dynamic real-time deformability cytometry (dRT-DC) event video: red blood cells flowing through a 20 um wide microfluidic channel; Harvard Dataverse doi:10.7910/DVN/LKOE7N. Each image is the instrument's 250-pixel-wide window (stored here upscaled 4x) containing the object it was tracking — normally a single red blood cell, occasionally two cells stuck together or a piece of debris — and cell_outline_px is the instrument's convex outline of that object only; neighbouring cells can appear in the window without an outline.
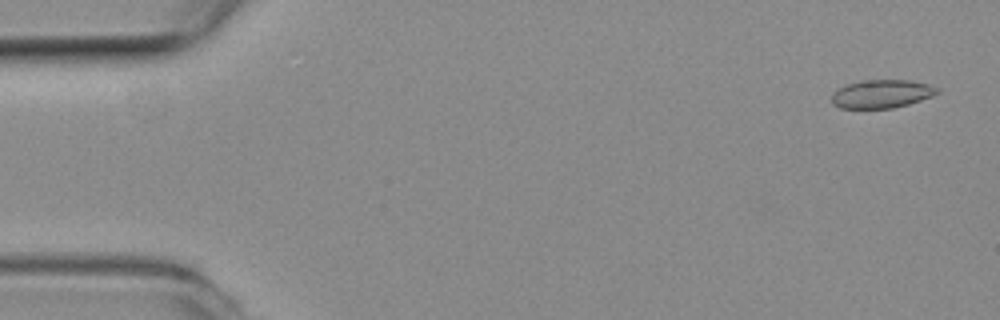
{"species": "common noctule bat (a hibernating species)", "species_latin": "Nyctalus noctula", "temperature_condition": "room temperature", "stored_images_in_passage": 55, "camera_frame_rate_fps": 3000, "um_per_image_px": 0.085, "animal": {"sex": "female", "body_mass_g": 19.3, "forearm_length_mm": 54.1}, "frame": {"image": 1, "passage_image": 3, "time_ms": 0.667, "image_size_px": [1000, 320], "cell_outline_px": [[940, 92], [932, 96], [908, 104], [892, 108], [840, 108], [832, 104], [832, 96], [836, 88], [844, 84], [860, 80], [912, 80], [928, 84], [940, 88]], "centroid_in_image_um": [74.93, 7.96], "position_along_channel_um": 10.1, "area_um2": 17.63}}
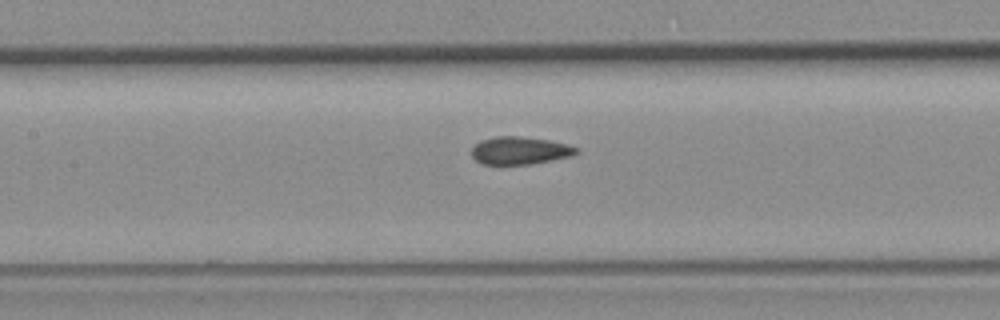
{"frame": {"image": 2, "passage_image": 26, "time_ms": 8.333, "image_size_px": [1000, 320], "cell_outline_px": [[580, 152], [572, 156], [532, 164], [484, 164], [476, 160], [472, 156], [472, 148], [480, 140], [496, 136], [516, 136], [548, 140], [568, 144], [580, 148]], "centroid_in_image_um": [44.23, 12.79], "position_along_channel_um": 163.2, "area_um2": 16.94}}
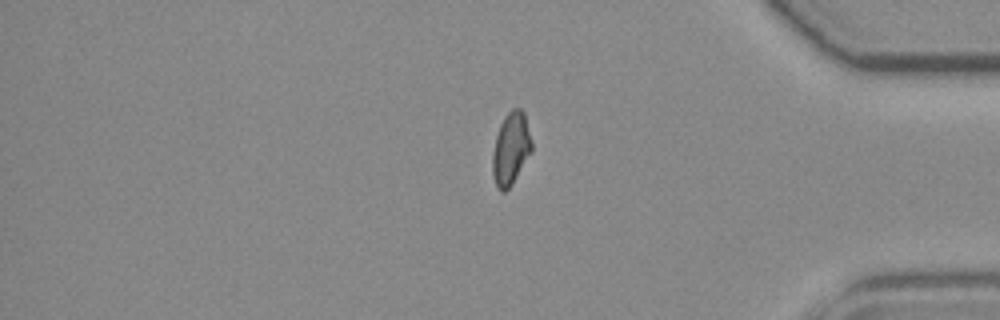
{"frame": {"image": 3, "passage_image": 47, "time_ms": 15.333, "image_size_px": [1000, 320], "cell_outline_px": [[532, 152], [512, 184], [504, 192], [500, 192], [496, 188], [492, 172], [492, 152], [496, 136], [500, 124], [504, 116], [512, 108], [520, 108], [524, 112], [532, 140]], "centroid_in_image_um": [43.42, 12.64], "position_along_channel_um": 391.8, "area_um2": 16.82}}